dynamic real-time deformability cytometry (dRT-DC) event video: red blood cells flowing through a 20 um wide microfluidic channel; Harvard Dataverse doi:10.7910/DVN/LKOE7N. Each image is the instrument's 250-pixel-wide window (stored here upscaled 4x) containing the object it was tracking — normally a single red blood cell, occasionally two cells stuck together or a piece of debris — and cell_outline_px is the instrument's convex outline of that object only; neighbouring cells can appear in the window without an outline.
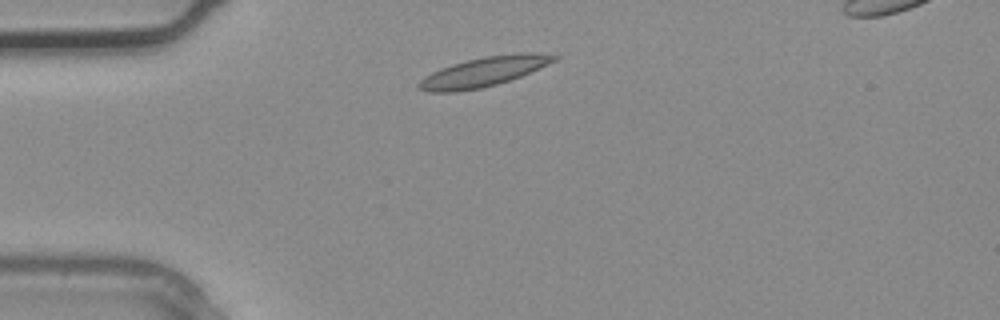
{"species": "common noctule bat (a hibernating species)", "species_latin": "Nyctalus noctula", "temperature_condition": "warm", "stored_images_in_passage": 2, "camera_frame_rate_fps": 3000, "um_per_image_px": 0.085, "animal": {"sex": "male", "body_mass_g": 20.4}, "frame": {"image": 1, "passage_image": 1, "time_ms": 0.0, "image_size_px": [1000, 320], "cell_outline_px": [[560, 56], [556, 60], [548, 64], [520, 76], [496, 84], [480, 88], [456, 92], [428, 92], [416, 88], [416, 84], [424, 76], [440, 68], [452, 64], [484, 56], [516, 52], [532, 52]], "centroid_in_image_um": [41.07, 6.09], "position_along_channel_um": 43.9, "area_um2": 23.29}}